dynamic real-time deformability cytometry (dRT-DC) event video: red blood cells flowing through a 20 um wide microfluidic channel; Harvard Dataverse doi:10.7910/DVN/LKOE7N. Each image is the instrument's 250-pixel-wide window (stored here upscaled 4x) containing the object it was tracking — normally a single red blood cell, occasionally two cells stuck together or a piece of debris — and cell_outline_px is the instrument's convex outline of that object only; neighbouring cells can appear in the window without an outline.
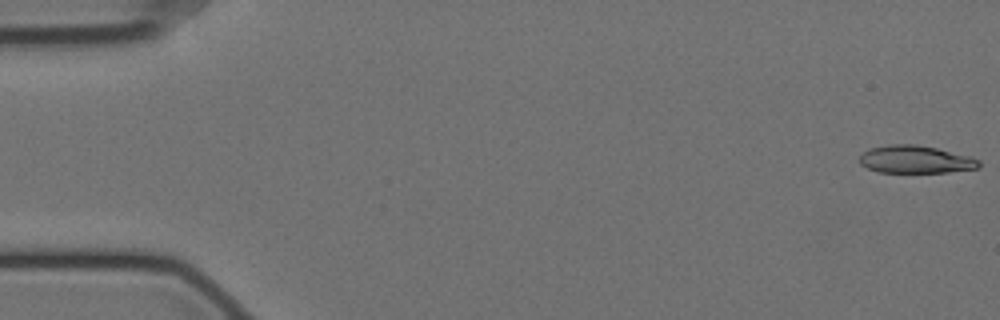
{"species": "Egyptian fruit bat (a non-hibernating species)", "species_latin": "Rousettus aegyptiacus", "temperature_condition": "cold", "stored_images_in_passage": 16, "camera_frame_rate_fps": 3000, "um_per_image_px": 0.085, "animal": {"sex": "female"}, "frame": {"image": 1, "passage_image": 1, "time_ms": 0.0, "image_size_px": [1000, 320], "cell_outline_px": [[980, 168], [948, 172], [880, 172], [868, 168], [860, 164], [860, 156], [868, 148], [892, 144], [916, 144], [936, 148], [968, 156], [980, 160]], "centroid_in_image_um": [77.82, 13.55], "position_along_channel_um": 7.2, "area_um2": 19.13}}
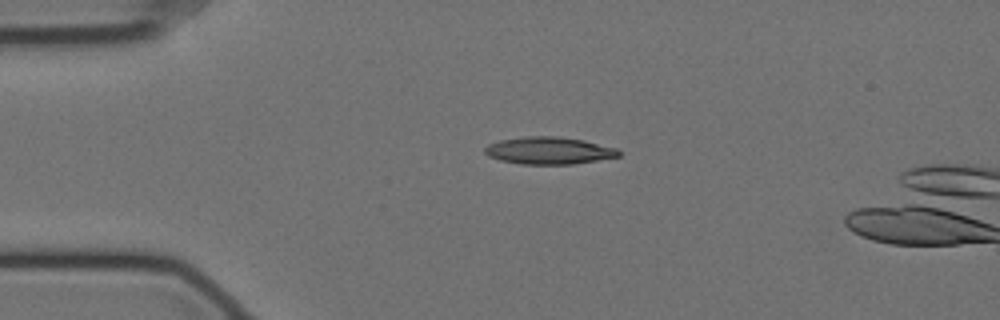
{"frame": {"image": 2, "passage_image": 13, "time_ms": 4.0, "image_size_px": [1000, 320], "cell_outline_px": [[620, 156], [572, 164], [520, 164], [500, 160], [488, 156], [484, 152], [484, 148], [488, 144], [500, 140], [524, 136], [560, 136], [584, 140], [616, 148], [620, 152]], "centroid_in_image_um": [46.63, 12.79], "position_along_channel_um": 38.4, "area_um2": 21.27}}